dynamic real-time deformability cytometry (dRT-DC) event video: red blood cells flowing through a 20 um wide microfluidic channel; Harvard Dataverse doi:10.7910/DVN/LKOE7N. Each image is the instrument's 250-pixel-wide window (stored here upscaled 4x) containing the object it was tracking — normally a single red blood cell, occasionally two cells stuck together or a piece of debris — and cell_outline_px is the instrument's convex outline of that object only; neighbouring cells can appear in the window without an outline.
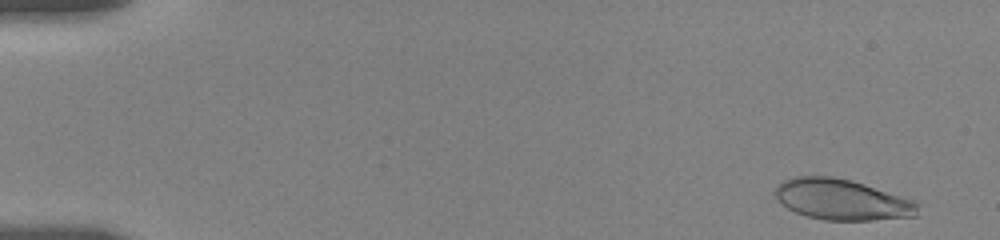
{"species": "human", "species_latin": "Homo sapiens", "temperature_condition": "room temperature", "stored_images_in_passage": 30, "camera_frame_rate_fps": 3000, "um_per_image_px": 0.085, "donor": {"sex": "female"}, "frame": {"image": 1, "passage_image": 6, "time_ms": 0.667, "image_size_px": [1000, 240], "cell_outline_px": [[920, 204], [916, 216], [872, 220], [824, 220], [804, 216], [788, 208], [776, 200], [772, 192], [776, 184], [792, 176], [832, 176], [852, 180], [916, 200]], "centroid_in_image_um": [71.53, 16.95], "position_along_channel_um": 13.5, "area_um2": 34.51}}
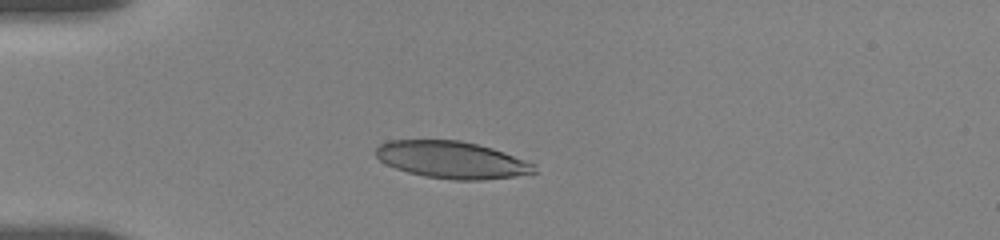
{"frame": {"image": 2, "passage_image": 25, "time_ms": 4.667, "image_size_px": [1000, 240], "cell_outline_px": [[536, 172], [512, 176], [480, 180], [456, 180], [424, 176], [408, 172], [396, 168], [380, 160], [376, 156], [376, 148], [380, 144], [388, 140], [460, 140], [492, 148], [504, 152], [536, 164]], "centroid_in_image_um": [38.4, 13.58], "position_along_channel_um": 46.6, "area_um2": 33.99}}